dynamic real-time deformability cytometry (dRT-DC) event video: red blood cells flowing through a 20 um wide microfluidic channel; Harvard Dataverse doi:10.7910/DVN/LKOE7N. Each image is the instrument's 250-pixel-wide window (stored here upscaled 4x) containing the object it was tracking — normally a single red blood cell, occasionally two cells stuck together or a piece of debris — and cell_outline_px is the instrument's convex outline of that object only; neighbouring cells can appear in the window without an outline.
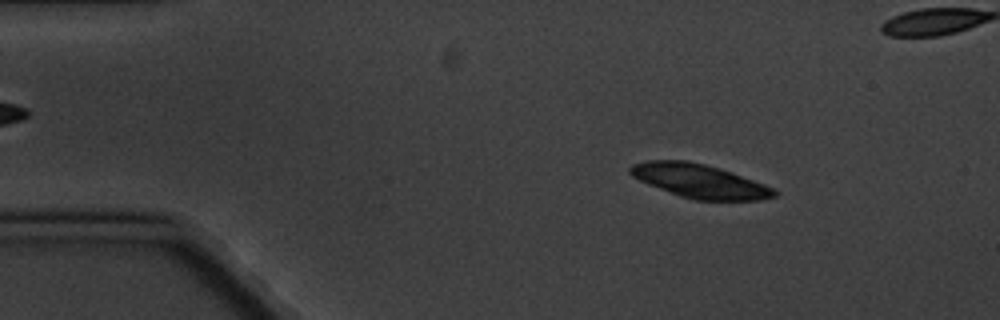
{"species": "common noctule bat (a hibernating species)", "species_latin": "Nyctalus noctula", "temperature_condition": "cold", "stored_images_in_passage": 4, "camera_frame_rate_fps": 3000, "um_per_image_px": 0.085, "animal": {"sex": "male", "body_mass_g": 20.1, "forearm_length_mm": 53.5}, "frame": {"image": 1, "passage_image": 1, "time_ms": 0.0, "image_size_px": [1000, 320], "cell_outline_px": [[780, 192], [776, 196], [760, 200], [692, 200], [680, 196], [648, 184], [632, 176], [628, 172], [628, 168], [632, 164], [648, 160], [688, 160], [720, 168], [732, 172], [776, 188]], "centroid_in_image_um": [59.49, 15.39], "position_along_channel_um": 25.5, "area_um2": 28.55}}